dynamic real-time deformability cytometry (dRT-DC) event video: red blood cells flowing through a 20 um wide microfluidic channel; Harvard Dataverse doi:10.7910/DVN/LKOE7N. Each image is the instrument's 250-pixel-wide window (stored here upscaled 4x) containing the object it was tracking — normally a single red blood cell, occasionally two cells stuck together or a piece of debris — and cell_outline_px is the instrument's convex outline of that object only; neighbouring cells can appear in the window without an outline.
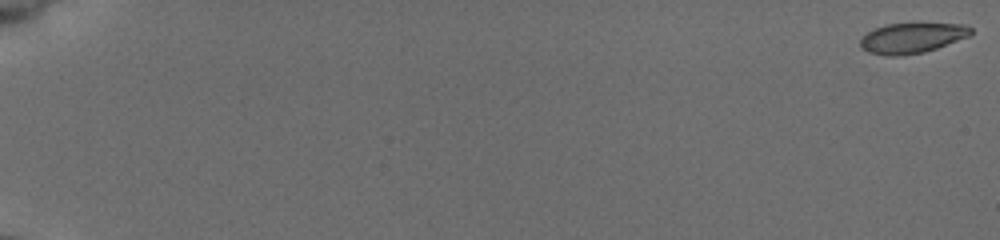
{"species": "common noctule bat (a hibernating species)", "species_latin": "Nyctalus noctula", "temperature_condition": "cold", "stored_images_in_passage": 35, "camera_frame_rate_fps": 3000, "um_per_image_px": 0.085, "animal": {"sex": "female", "body_mass_g": 19.5, "forearm_length_mm": 54.1}, "frame": {"image": 1, "passage_image": 1, "time_ms": 0.0, "image_size_px": [1000, 240], "cell_outline_px": [[972, 32], [968, 36], [936, 48], [924, 52], [904, 56], [884, 56], [868, 52], [860, 48], [860, 40], [868, 32], [876, 28], [888, 24], [964, 24], [972, 28]], "centroid_in_image_um": [77.48, 3.25], "position_along_channel_um": 7.5, "area_um2": 19.31}}
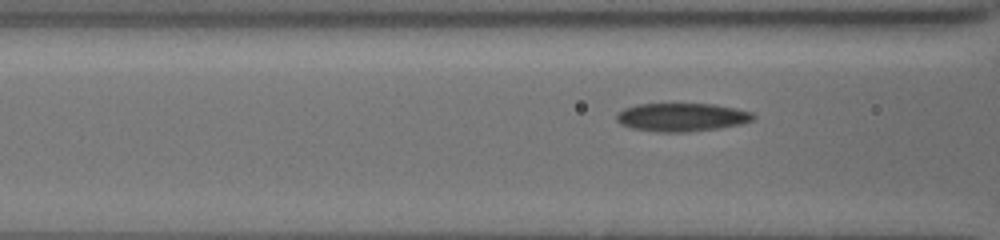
{"frame": {"image": 2, "passage_image": 25, "time_ms": 8.0, "image_size_px": [1000, 240], "cell_outline_px": [[756, 116], [752, 120], [740, 124], [720, 128], [688, 132], [660, 132], [632, 128], [620, 124], [616, 120], [616, 112], [624, 108], [636, 104], [716, 104], [736, 108], [752, 112]], "centroid_in_image_um": [57.93, 9.96], "position_along_channel_um": 108.7, "area_um2": 22.72}}
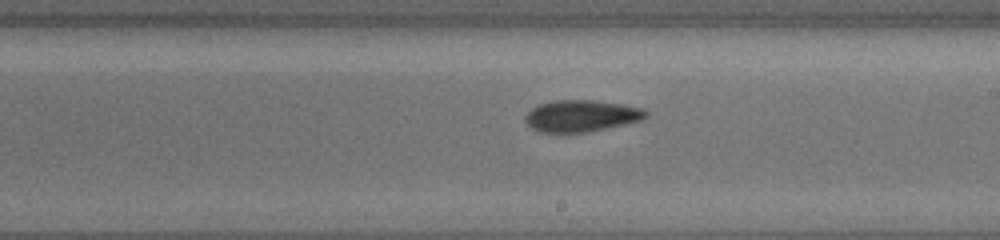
{"frame": {"image": 3, "passage_image": 35, "time_ms": 11.333, "image_size_px": [1000, 240], "cell_outline_px": [[648, 116], [640, 120], [624, 124], [588, 132], [540, 132], [532, 128], [524, 120], [524, 116], [532, 108], [540, 104], [552, 100], [592, 100], [624, 104], [644, 108], [648, 112]], "centroid_in_image_um": [49.42, 9.84], "position_along_channel_um": 239.6, "area_um2": 22.25}}